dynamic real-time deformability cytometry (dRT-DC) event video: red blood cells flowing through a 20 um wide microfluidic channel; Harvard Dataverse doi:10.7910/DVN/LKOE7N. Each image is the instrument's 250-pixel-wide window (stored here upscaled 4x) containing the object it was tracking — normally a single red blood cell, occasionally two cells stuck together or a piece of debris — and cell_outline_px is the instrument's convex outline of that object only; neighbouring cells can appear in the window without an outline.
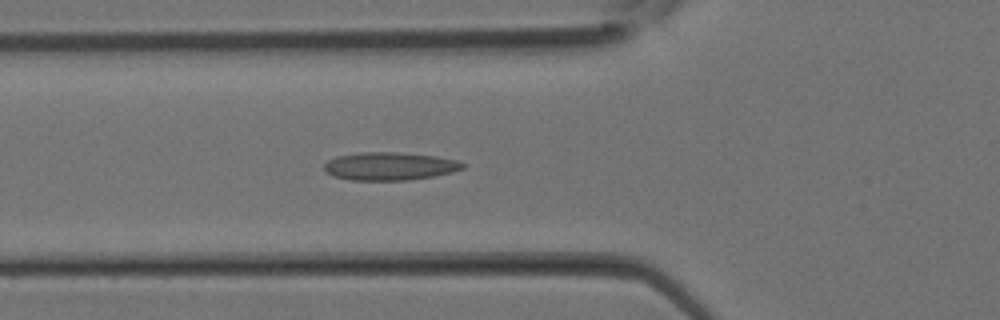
{"species": "Egyptian fruit bat (a non-hibernating species)", "species_latin": "Rousettus aegyptiacus", "temperature_condition": "room temperature", "stored_images_in_passage": 33, "camera_frame_rate_fps": 3000, "um_per_image_px": 0.085, "animal": {"sex": "female"}, "frame": {"image": 1, "passage_image": 12, "time_ms": 3.667, "image_size_px": [1000, 320], "cell_outline_px": [[464, 168], [452, 172], [432, 176], [408, 180], [348, 180], [332, 176], [324, 172], [324, 164], [328, 160], [336, 156], [360, 152], [400, 152], [436, 156], [456, 160], [464, 164]], "centroid_in_image_um": [33.06, 14.12], "position_along_channel_um": 92.7, "area_um2": 22.72}}
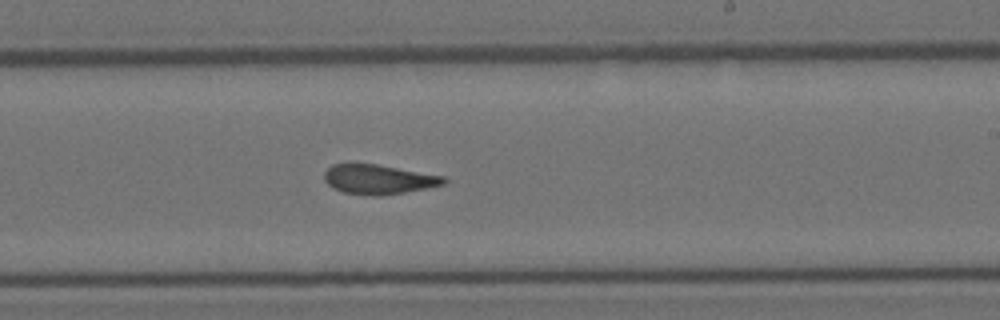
{"frame": {"image": 2, "passage_image": 20, "time_ms": 6.333, "image_size_px": [1000, 320], "cell_outline_px": [[448, 180], [444, 184], [404, 192], [380, 196], [372, 196], [344, 192], [332, 188], [324, 180], [324, 172], [332, 164], [376, 164], [444, 176]], "centroid_in_image_um": [32.15, 15.25], "position_along_channel_um": 256.9, "area_um2": 20.4}}
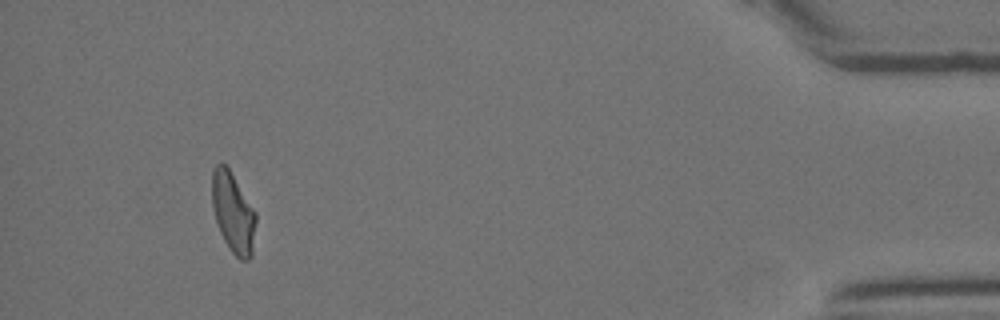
{"frame": {"image": 3, "passage_image": 31, "time_ms": 10.0, "image_size_px": [1000, 320], "cell_outline_px": [[256, 220], [252, 256], [248, 260], [240, 260], [232, 252], [224, 240], [220, 232], [212, 208], [212, 168], [220, 160], [228, 168], [256, 212]], "centroid_in_image_um": [19.8, 18.07], "position_along_channel_um": 415.4, "area_um2": 20.52}}